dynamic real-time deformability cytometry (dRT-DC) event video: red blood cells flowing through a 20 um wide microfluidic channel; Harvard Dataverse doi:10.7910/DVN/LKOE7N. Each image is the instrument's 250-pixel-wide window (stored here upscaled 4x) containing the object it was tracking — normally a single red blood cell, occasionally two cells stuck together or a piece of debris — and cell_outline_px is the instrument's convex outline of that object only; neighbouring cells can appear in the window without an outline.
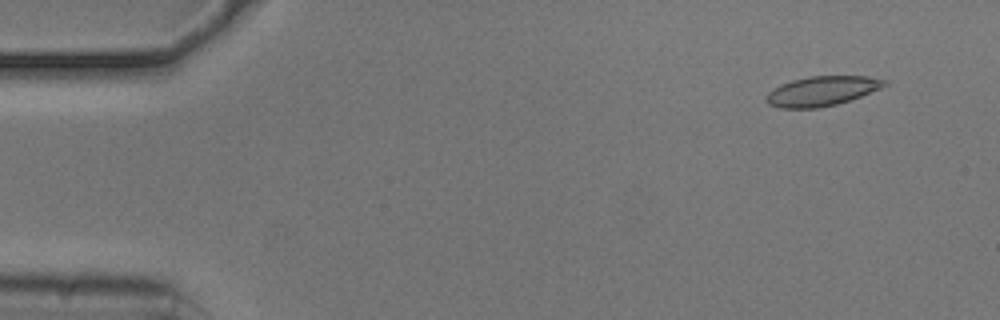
{"species": "common noctule bat (a hibernating species)", "species_latin": "Nyctalus noctula", "temperature_condition": "cold", "stored_images_in_passage": 54, "camera_frame_rate_fps": 3000, "um_per_image_px": 0.085, "animal": {"sex": "male", "body_mass_g": 20.5, "forearm_length_mm": 52.5}, "frame": {"image": 1, "passage_image": 4, "time_ms": 1.0, "image_size_px": [1000, 320], "cell_outline_px": [[888, 84], [880, 88], [860, 96], [836, 104], [816, 108], [780, 108], [768, 104], [764, 100], [764, 96], [768, 92], [780, 84], [792, 80], [808, 76], [868, 76], [888, 80]], "centroid_in_image_um": [69.82, 7.73], "position_along_channel_um": 15.2, "area_um2": 20.46}}
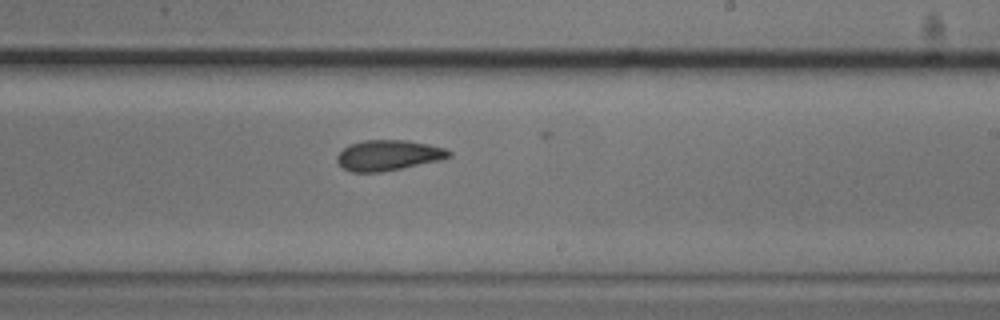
{"frame": {"image": 2, "passage_image": 32, "time_ms": 10.333, "image_size_px": [1000, 320], "cell_outline_px": [[452, 156], [444, 160], [380, 172], [352, 172], [344, 168], [336, 160], [336, 156], [348, 144], [364, 140], [408, 140], [428, 144], [444, 148], [452, 152]], "centroid_in_image_um": [33.04, 13.19], "position_along_channel_um": 256.0, "area_um2": 20.0}}
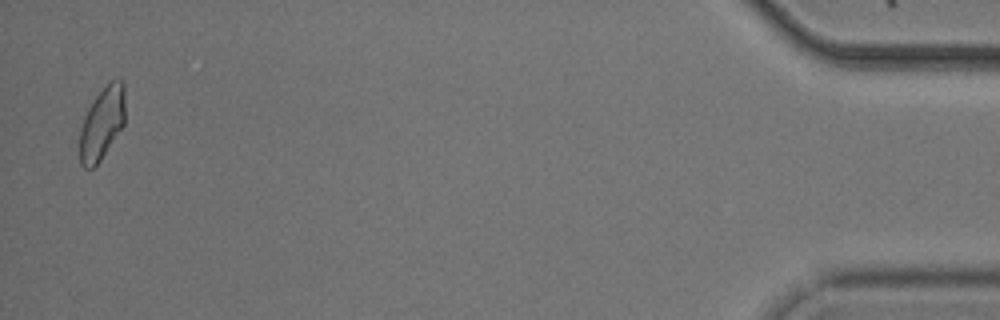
{"frame": {"image": 3, "passage_image": 53, "time_ms": 17.333, "image_size_px": [1000, 320], "cell_outline_px": [[124, 124], [100, 160], [92, 168], [84, 168], [80, 164], [80, 128], [84, 116], [92, 100], [108, 80], [120, 80], [124, 84]], "centroid_in_image_um": [8.65, 10.45], "position_along_channel_um": 426.5, "area_um2": 19.13}, "authors_computed_cell_mechanics": {"area_um2": 20.1722, "velocity_mm_per_s": 3.7031, "shape_relaxation_time_tau1_ms": 8.6608, "shape_relaxation_time_tau2_ms": 3.9072, "deformation_change_tau1": 0.1475, "deformation_change_tau2": 0.0791}}